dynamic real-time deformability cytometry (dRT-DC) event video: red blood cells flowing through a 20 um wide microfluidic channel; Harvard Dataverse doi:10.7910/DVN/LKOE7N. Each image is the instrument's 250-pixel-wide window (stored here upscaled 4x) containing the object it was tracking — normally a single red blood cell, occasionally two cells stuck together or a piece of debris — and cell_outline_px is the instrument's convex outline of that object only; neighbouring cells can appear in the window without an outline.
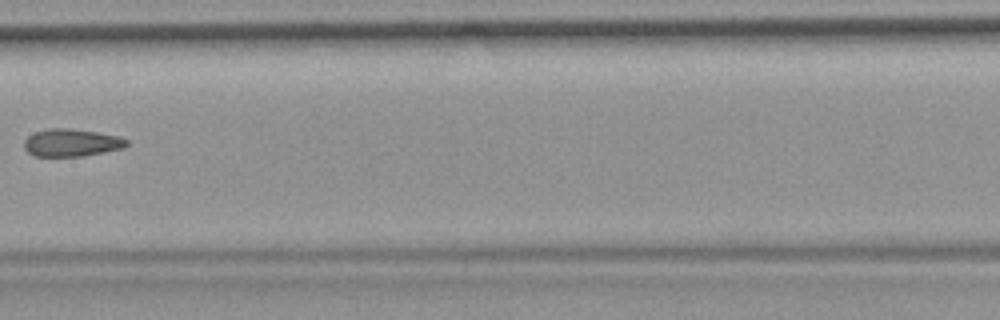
{"species": "common noctule bat (a hibernating species)", "species_latin": "Nyctalus noctula", "temperature_condition": "room temperature", "stored_images_in_passage": 5, "camera_frame_rate_fps": 3000, "um_per_image_px": 0.085, "animal": {"sex": "female", "body_mass_g": 19.9}, "frame": {"image": 1, "passage_image": 5, "time_ms": 4.667, "image_size_px": [1000, 320], "cell_outline_px": [[128, 144], [124, 148], [84, 156], [32, 156], [24, 148], [24, 140], [28, 136], [36, 132], [52, 128], [72, 128], [120, 136], [128, 140]], "centroid_in_image_um": [6.09, 12.13], "position_along_channel_um": 201.3, "area_um2": 16.53}}